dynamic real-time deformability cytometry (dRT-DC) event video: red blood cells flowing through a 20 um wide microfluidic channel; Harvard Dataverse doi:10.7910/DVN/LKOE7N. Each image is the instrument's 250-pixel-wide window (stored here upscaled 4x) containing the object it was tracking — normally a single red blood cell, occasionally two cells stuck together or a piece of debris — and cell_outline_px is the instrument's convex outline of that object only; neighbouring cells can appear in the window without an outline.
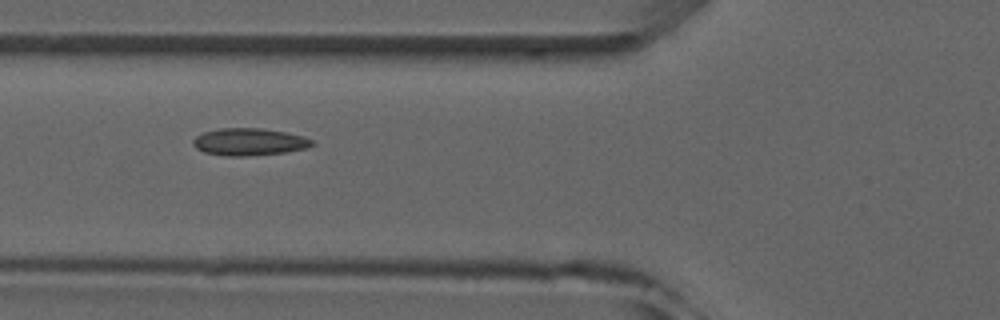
{"species": "common noctule bat (a hibernating species)", "species_latin": "Nyctalus noctula", "temperature_condition": "room temperature", "stored_images_in_passage": 6, "camera_frame_rate_fps": 3000, "um_per_image_px": 0.085, "animal": {"sex": "male", "forearm_length_mm": 52.5}, "frame": {"image": 1, "passage_image": 5, "time_ms": 5.667, "image_size_px": [1000, 320], "cell_outline_px": [[316, 144], [308, 148], [284, 152], [248, 156], [224, 156], [204, 152], [196, 148], [192, 144], [192, 140], [196, 136], [204, 132], [220, 128], [260, 128], [284, 132], [304, 136], [312, 140]], "centroid_in_image_um": [21.18, 12.06], "position_along_channel_um": 104.6, "area_um2": 18.96}}
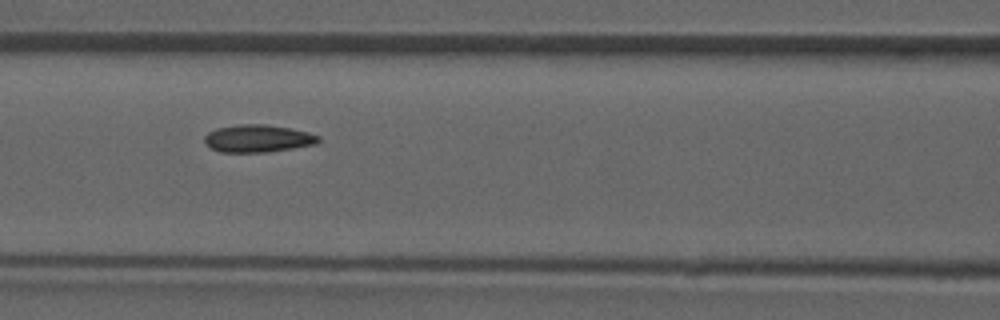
{"frame": {"image": 2, "passage_image": 6, "time_ms": 6.667, "image_size_px": [1000, 320], "cell_outline_px": [[320, 140], [316, 144], [268, 152], [220, 152], [204, 144], [204, 136], [208, 132], [216, 128], [240, 124], [264, 124], [288, 128], [308, 132], [320, 136]], "centroid_in_image_um": [21.89, 11.77], "position_along_channel_um": 144.7, "area_um2": 18.26}}